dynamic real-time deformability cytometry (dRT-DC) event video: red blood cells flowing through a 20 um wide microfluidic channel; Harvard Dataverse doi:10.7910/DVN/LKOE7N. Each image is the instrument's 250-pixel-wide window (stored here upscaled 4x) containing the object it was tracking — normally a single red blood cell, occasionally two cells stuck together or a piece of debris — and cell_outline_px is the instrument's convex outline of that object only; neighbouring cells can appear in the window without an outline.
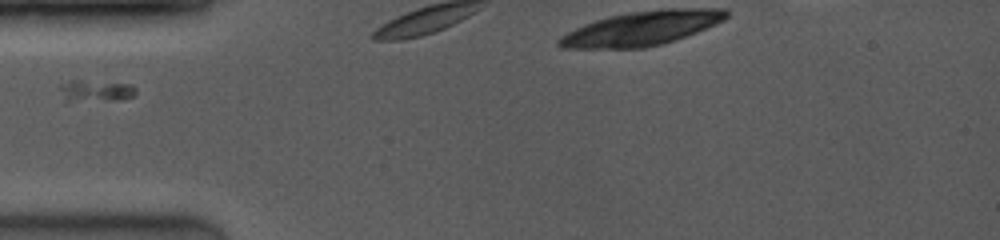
{"species": "common noctule bat (a hibernating species)", "species_latin": "Nyctalus noctula", "temperature_condition": "room temperature", "stored_images_in_passage": 25, "camera_frame_rate_fps": 4000, "um_per_image_px": 0.085, "animal": {"sex": "female", "body_mass_g": 19.0, "forearm_length_mm": 53.3}, "frame": {"image": 1, "passage_image": 1, "time_ms": 0.0, "image_size_px": [1000, 240], "cell_outline_px": [[136, 96], [124, 100], [64, 104], [60, 88], [60, 84], [72, 80], [76, 80], [128, 84], [136, 88]], "centroid_in_image_um": [8.09, 7.8], "position_along_channel_um": 76.9, "area_um2": 10.29}}